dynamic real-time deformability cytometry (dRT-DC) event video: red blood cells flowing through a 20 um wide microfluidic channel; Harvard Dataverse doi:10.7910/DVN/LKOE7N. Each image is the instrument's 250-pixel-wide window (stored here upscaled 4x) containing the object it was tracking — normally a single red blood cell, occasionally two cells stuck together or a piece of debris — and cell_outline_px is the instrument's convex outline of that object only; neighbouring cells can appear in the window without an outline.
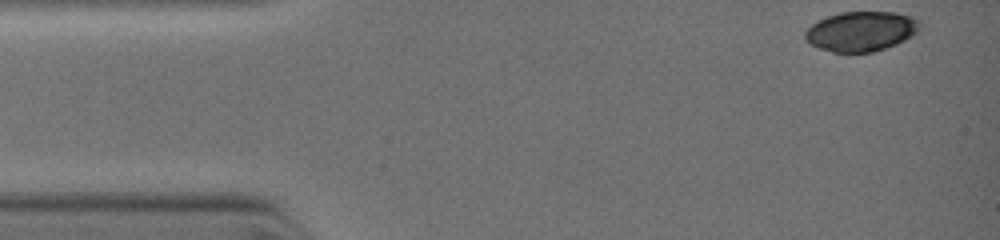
{"species": "common noctule bat (a hibernating species)", "species_latin": "Nyctalus noctula", "temperature_condition": "warm", "stored_images_in_passage": 3, "camera_frame_rate_fps": 3000, "um_per_image_px": 0.085, "animal": {"sex": "female", "body_mass_g": 19.0, "forearm_length_mm": 51.5}, "frame": {"image": 1, "passage_image": 1, "time_ms": 0.0, "image_size_px": [1000, 240], "cell_outline_px": [[920, 28], [912, 36], [896, 44], [872, 52], [832, 52], [820, 48], [812, 44], [804, 36], [804, 32], [812, 24], [828, 16], [840, 12], [896, 12], [912, 16], [920, 20]], "centroid_in_image_um": [73.23, 2.65], "position_along_channel_um": 11.8, "area_um2": 26.47}}